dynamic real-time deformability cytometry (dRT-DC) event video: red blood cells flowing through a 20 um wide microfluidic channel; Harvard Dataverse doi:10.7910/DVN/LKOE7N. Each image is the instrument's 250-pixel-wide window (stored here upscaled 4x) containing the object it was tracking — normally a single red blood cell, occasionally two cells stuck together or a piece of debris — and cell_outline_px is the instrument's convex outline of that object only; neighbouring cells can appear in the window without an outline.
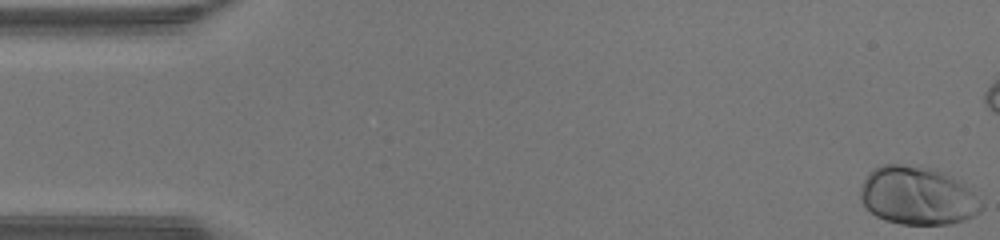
{"species": "human", "species_latin": "Homo sapiens", "temperature_condition": "warm", "stored_images_in_passage": 49, "camera_frame_rate_fps": 3000, "um_per_image_px": 0.085, "donor": {"sex": "male"}, "frame": {"image": 1, "passage_image": 1, "time_ms": 0.0, "image_size_px": [1000, 240], "cell_outline_px": [[984, 208], [980, 212], [964, 220], [948, 224], [900, 224], [884, 220], [876, 216], [860, 200], [860, 188], [868, 172], [884, 164], [900, 164], [936, 168], [960, 180], [984, 204]], "centroid_in_image_um": [78.0, 16.63], "position_along_channel_um": 7.0, "area_um2": 41.27}}
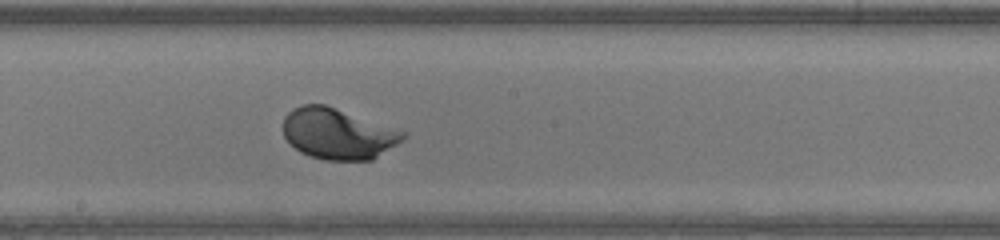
{"frame": {"image": 2, "passage_image": 26, "time_ms": 8.333, "image_size_px": [1000, 240], "cell_outline_px": [[408, 136], [404, 140], [372, 160], [324, 160], [308, 156], [300, 152], [284, 136], [284, 116], [292, 108], [304, 104], [324, 104], [408, 132]], "centroid_in_image_um": [28.75, 11.37], "position_along_channel_um": 219.4, "area_um2": 35.66}}
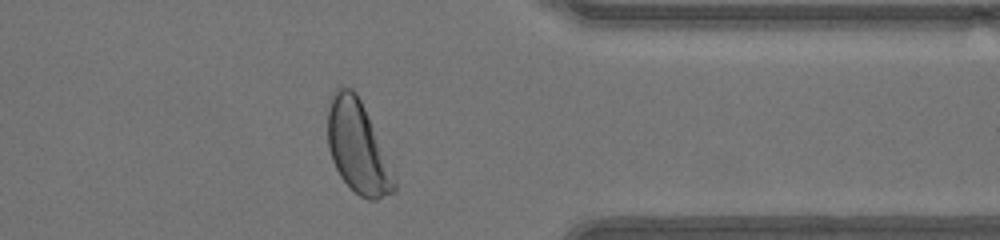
{"frame": {"image": 3, "passage_image": 38, "time_ms": 12.333, "image_size_px": [1000, 240], "cell_outline_px": [[396, 192], [376, 200], [368, 200], [360, 196], [340, 176], [332, 160], [328, 148], [328, 104], [332, 92], [336, 88], [352, 88], [356, 92], [364, 108], [396, 180]], "centroid_in_image_um": [30.38, 12.52], "position_along_channel_um": 381.0, "area_um2": 35.08}, "authors_computed_cell_mechanics": {"area_um2": 35.6626, "velocity_mm_per_s": 4.3482, "shape_relaxation_time_tau1_ms": 1.5444, "shape_relaxation_time_tau2_ms": null, "deformation_change_tau1": 0.1484, "deformation_change_tau2": null}}